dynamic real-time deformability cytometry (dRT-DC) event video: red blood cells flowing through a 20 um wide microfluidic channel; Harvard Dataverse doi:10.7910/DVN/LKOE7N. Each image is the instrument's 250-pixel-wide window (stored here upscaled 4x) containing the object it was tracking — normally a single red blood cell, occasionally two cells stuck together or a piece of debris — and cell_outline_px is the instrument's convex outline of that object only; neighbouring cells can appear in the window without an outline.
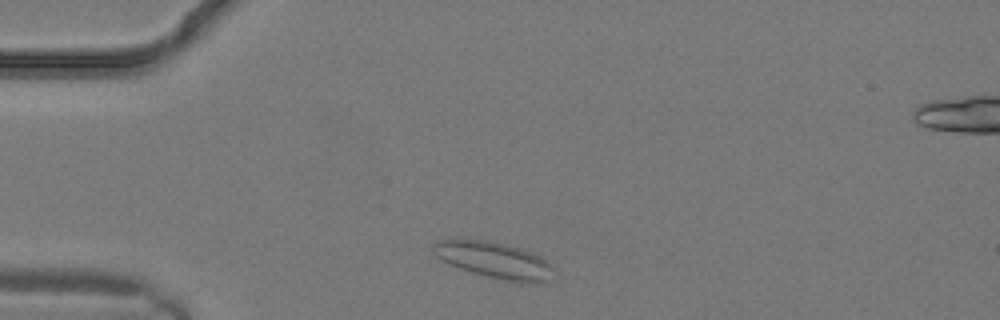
{"species": "common noctule bat (a hibernating species)", "species_latin": "Nyctalus noctula", "temperature_condition": "warm", "stored_images_in_passage": 1, "camera_frame_rate_fps": 3000, "um_per_image_px": 0.085, "animal": {"sex": "male", "body_mass_g": 19.2, "forearm_length_mm": 51.8}, "frame": {"image": 1, "passage_image": 1, "time_ms": 0.0, "image_size_px": [1000, 320], "cell_outline_px": [[556, 268], [548, 280], [508, 280], [488, 276], [472, 272], [448, 264], [436, 256], [432, 252], [432, 244], [436, 240], [488, 240], [508, 244], [532, 252], [540, 256]], "centroid_in_image_um": [41.95, 22.06], "position_along_channel_um": 43.1, "area_um2": 24.85}}